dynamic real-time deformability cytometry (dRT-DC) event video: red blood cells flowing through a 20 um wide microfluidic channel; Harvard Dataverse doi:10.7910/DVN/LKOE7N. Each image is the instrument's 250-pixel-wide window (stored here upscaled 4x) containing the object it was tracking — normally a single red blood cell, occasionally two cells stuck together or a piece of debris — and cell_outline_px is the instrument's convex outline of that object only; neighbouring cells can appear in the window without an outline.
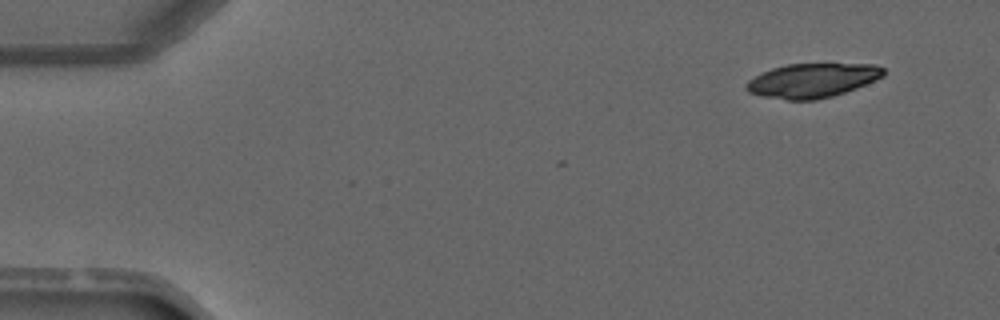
{"species": "common noctule bat (a hibernating species)", "species_latin": "Nyctalus noctula", "temperature_condition": "warm", "stored_images_in_passage": 4, "segment_of_instrument_passage": [2, 2], "camera_frame_rate_fps": 3000, "um_per_image_px": 0.085, "animal": {"sex": "male", "forearm_length_mm": 52.5}, "frame": {"image": 1, "passage_image": 4, "time_ms": 4.667, "image_size_px": [1000, 320], "cell_outline_px": [[884, 76], [876, 80], [856, 88], [832, 96], [816, 100], [788, 100], [760, 96], [748, 92], [744, 88], [744, 84], [748, 80], [772, 68], [788, 64], [876, 64], [884, 68]], "centroid_in_image_um": [69.03, 6.84], "position_along_channel_um": 16.0, "area_um2": 27.4}}